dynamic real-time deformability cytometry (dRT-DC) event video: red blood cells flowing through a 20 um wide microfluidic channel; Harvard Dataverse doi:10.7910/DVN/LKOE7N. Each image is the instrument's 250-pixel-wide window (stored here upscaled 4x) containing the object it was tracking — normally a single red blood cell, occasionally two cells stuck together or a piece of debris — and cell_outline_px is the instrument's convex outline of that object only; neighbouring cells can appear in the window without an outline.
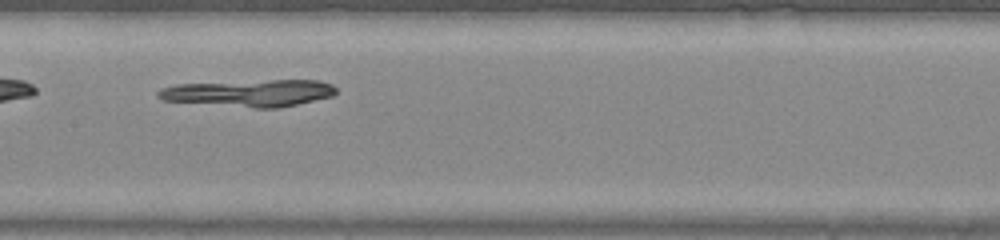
{"species": "common noctule bat (a hibernating species)", "species_latin": "Nyctalus noctula", "temperature_condition": "warm", "stored_images_in_passage": 30, "camera_frame_rate_fps": 3000, "um_per_image_px": 0.085, "animal": {"sex": "male", "body_mass_g": 20.0, "forearm_length_mm": 53.3}, "frame": {"image": 1, "passage_image": 9, "time_ms": 2.667, "image_size_px": [1000, 240], "cell_outline_px": [[336, 92], [332, 96], [280, 108], [256, 108], [164, 100], [156, 96], [156, 92], [160, 88], [176, 84], [272, 80], [320, 80], [332, 84], [336, 88]], "centroid_in_image_um": [21.21, 7.9], "position_along_channel_um": 186.2, "area_um2": 27.8}}
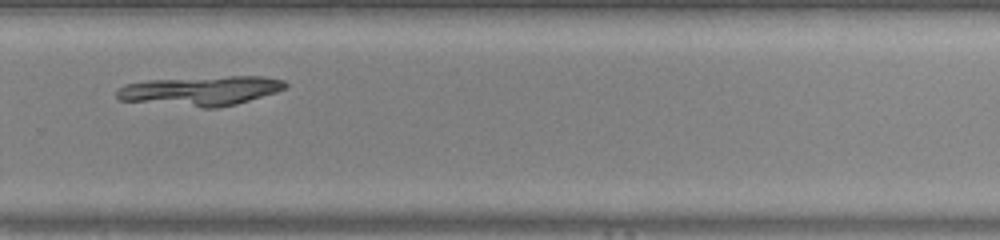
{"frame": {"image": 2, "passage_image": 18, "time_ms": 5.667, "image_size_px": [1000, 240], "cell_outline_px": [[288, 88], [276, 92], [236, 104], [220, 108], [200, 108], [120, 100], [116, 96], [116, 92], [124, 84], [148, 80], [232, 76], [260, 76], [284, 80], [288, 84]], "centroid_in_image_um": [17.09, 7.72], "position_along_channel_um": 312.7, "area_um2": 29.02}}